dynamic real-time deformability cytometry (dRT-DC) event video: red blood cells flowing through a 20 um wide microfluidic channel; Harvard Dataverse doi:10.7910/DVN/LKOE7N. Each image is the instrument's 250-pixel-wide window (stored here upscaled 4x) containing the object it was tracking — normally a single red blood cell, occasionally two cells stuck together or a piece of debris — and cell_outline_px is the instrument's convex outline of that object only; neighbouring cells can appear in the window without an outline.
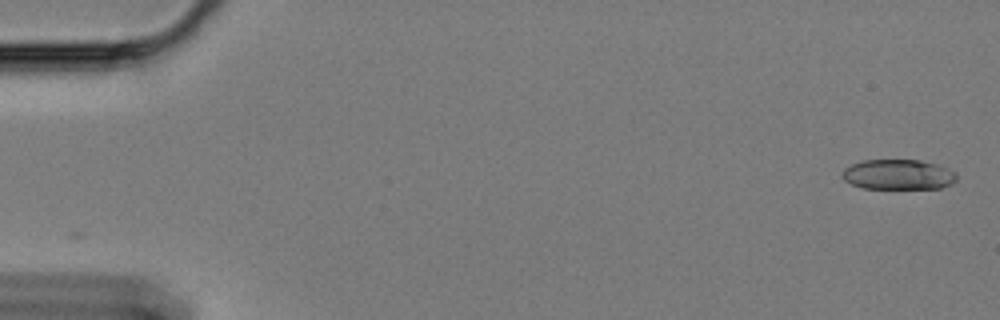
{"species": "Egyptian fruit bat (a non-hibernating species)", "species_latin": "Rousettus aegyptiacus", "temperature_condition": "cold", "stored_images_in_passage": 60, "camera_frame_rate_fps": 3000, "um_per_image_px": 0.085, "animal": {"sex": "female"}, "frame": {"image": 1, "passage_image": 1, "time_ms": 0.0, "image_size_px": [1000, 320], "cell_outline_px": [[956, 180], [952, 184], [940, 188], [864, 188], [852, 184], [844, 180], [840, 176], [840, 172], [844, 168], [852, 164], [864, 160], [920, 160], [936, 164], [948, 168], [956, 172]], "centroid_in_image_um": [76.34, 14.83], "position_along_channel_um": 8.7, "area_um2": 20.17}}
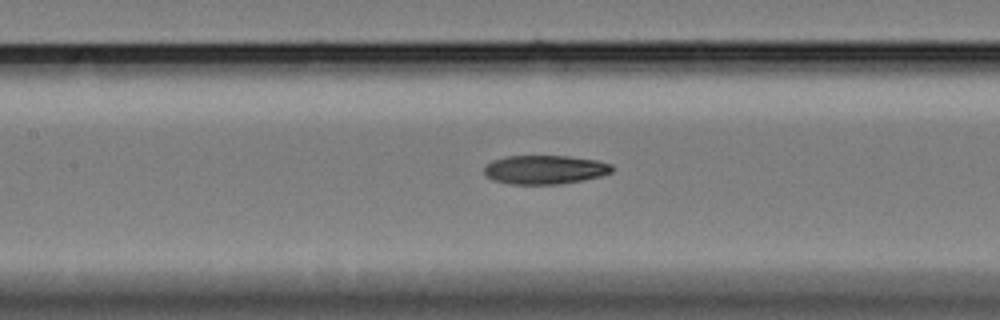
{"frame": {"image": 2, "passage_image": 27, "time_ms": 8.667, "image_size_px": [1000, 320], "cell_outline_px": [[612, 172], [600, 176], [560, 184], [508, 184], [492, 180], [484, 176], [484, 168], [492, 160], [504, 156], [568, 156], [596, 160], [612, 164]], "centroid_in_image_um": [46.26, 14.42], "position_along_channel_um": 161.1, "area_um2": 21.56}}
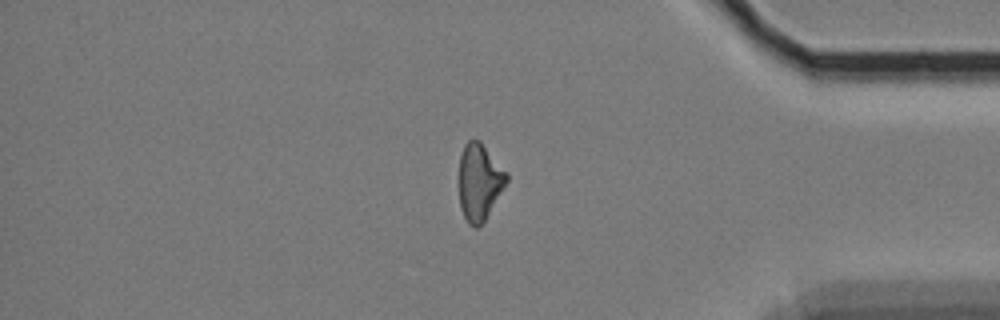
{"frame": {"image": 3, "passage_image": 50, "time_ms": 16.333, "image_size_px": [1000, 320], "cell_outline_px": [[508, 180], [484, 220], [476, 228], [468, 224], [460, 208], [460, 156], [464, 144], [468, 140], [480, 140], [508, 172]], "centroid_in_image_um": [40.75, 15.43], "position_along_channel_um": 394.4, "area_um2": 21.04}, "authors_computed_cell_mechanics": {"area_um2": 21.7039, "velocity_mm_per_s": 3.3524, "shape_relaxation_time_tau1_ms": null, "shape_relaxation_time_tau2_ms": 9.9755, "deformation_change_tau1": null, "deformation_change_tau2": 0.1859}}